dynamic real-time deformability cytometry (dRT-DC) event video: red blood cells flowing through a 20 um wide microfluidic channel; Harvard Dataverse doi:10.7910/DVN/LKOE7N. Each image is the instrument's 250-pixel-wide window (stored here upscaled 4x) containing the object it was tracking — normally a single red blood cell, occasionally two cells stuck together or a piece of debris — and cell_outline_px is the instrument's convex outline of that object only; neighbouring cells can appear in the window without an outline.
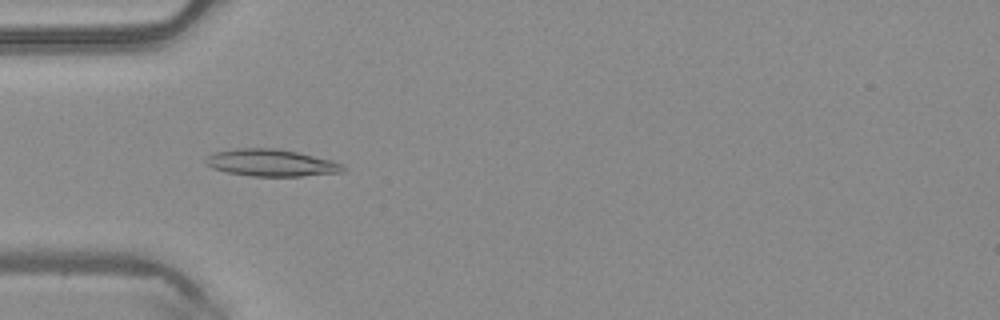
{"species": "common noctule bat (a hibernating species)", "species_latin": "Nyctalus noctula", "temperature_condition": "warm", "stored_images_in_passage": 48, "camera_frame_rate_fps": 3000, "um_per_image_px": 0.085, "animal": {"sex": "male", "body_mass_g": 20.4}, "frame": {"image": 1, "passage_image": 15, "time_ms": 4.667, "image_size_px": [1000, 320], "cell_outline_px": [[344, 172], [300, 176], [252, 176], [228, 172], [212, 168], [204, 164], [204, 160], [212, 152], [236, 148], [276, 148], [296, 152], [332, 160], [344, 164]], "centroid_in_image_um": [23.02, 13.83], "position_along_channel_um": 62.0, "area_um2": 21.68}}
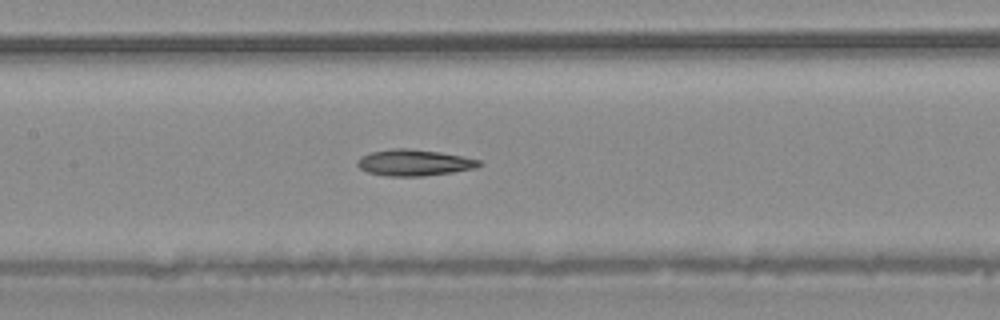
{"frame": {"image": 2, "passage_image": 23, "time_ms": 7.333, "image_size_px": [1000, 320], "cell_outline_px": [[484, 164], [476, 168], [452, 172], [424, 176], [388, 176], [368, 172], [360, 168], [356, 164], [356, 160], [360, 156], [368, 152], [392, 148], [408, 148], [440, 152], [480, 160]], "centroid_in_image_um": [35.17, 13.82], "position_along_channel_um": 172.2, "area_um2": 18.79}}
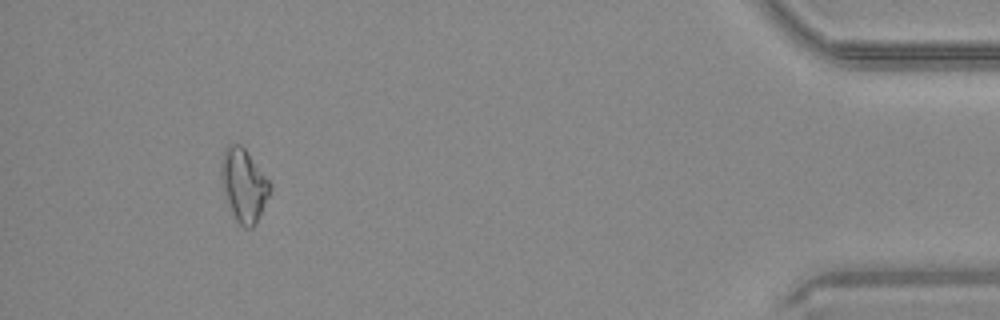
{"frame": {"image": 3, "passage_image": 45, "time_ms": 14.667, "image_size_px": [1000, 320], "cell_outline_px": [[272, 188], [256, 224], [252, 228], [244, 228], [236, 220], [224, 196], [220, 180], [220, 164], [224, 148], [228, 144], [240, 144], [244, 148], [272, 184]], "centroid_in_image_um": [20.69, 15.73], "position_along_channel_um": 414.5, "area_um2": 20.92}}